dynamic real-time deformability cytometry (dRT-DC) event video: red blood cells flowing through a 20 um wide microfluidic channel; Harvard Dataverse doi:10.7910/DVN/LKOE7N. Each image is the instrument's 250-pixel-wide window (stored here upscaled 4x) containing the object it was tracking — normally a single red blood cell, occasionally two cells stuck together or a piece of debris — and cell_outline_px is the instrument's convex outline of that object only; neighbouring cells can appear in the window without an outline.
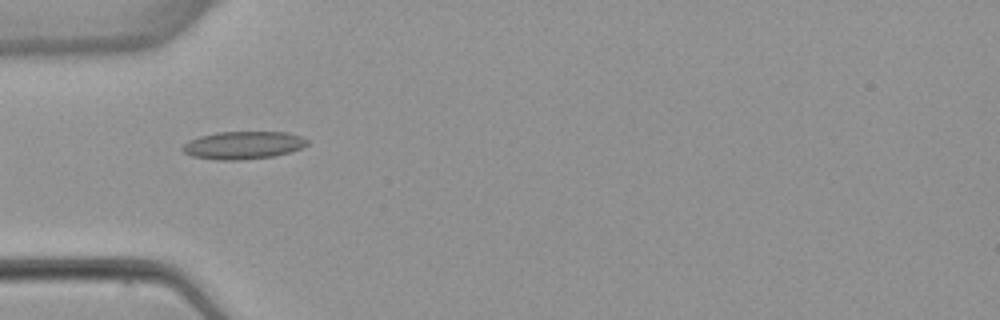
{"species": "common noctule bat (a hibernating species)", "species_latin": "Nyctalus noctula", "temperature_condition": "warm", "stored_images_in_passage": 8, "camera_frame_rate_fps": 3000, "um_per_image_px": 0.085, "animal": {"sex": "female", "body_mass_g": 22.7, "forearm_length_mm": 54.2}, "frame": {"image": 1, "passage_image": 5, "time_ms": 5.0, "image_size_px": [1000, 320], "cell_outline_px": [[308, 144], [300, 148], [288, 152], [272, 156], [240, 160], [216, 160], [192, 156], [184, 152], [180, 148], [188, 140], [200, 136], [216, 132], [284, 132], [300, 136], [308, 140]], "centroid_in_image_um": [20.62, 12.34], "position_along_channel_um": 64.4, "area_um2": 20.06}}
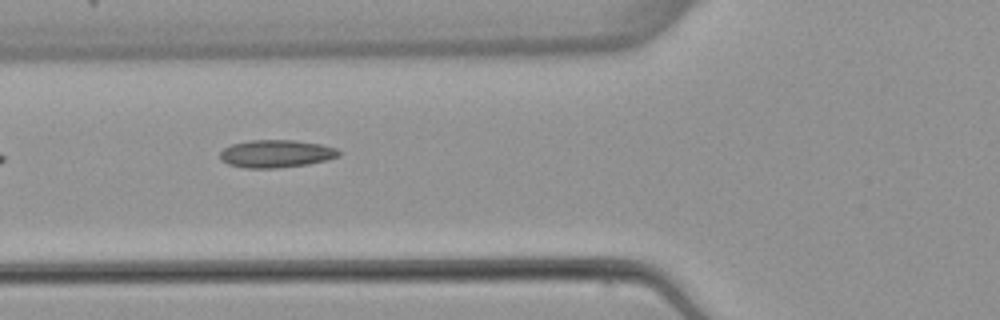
{"frame": {"image": 2, "passage_image": 6, "time_ms": 6.0, "image_size_px": [1000, 320], "cell_outline_px": [[340, 156], [328, 160], [308, 164], [276, 168], [244, 168], [228, 164], [220, 160], [220, 152], [224, 148], [232, 144], [248, 140], [292, 140], [320, 144], [336, 148], [340, 152]], "centroid_in_image_um": [23.46, 13.07], "position_along_channel_um": 102.3, "area_um2": 19.25}}
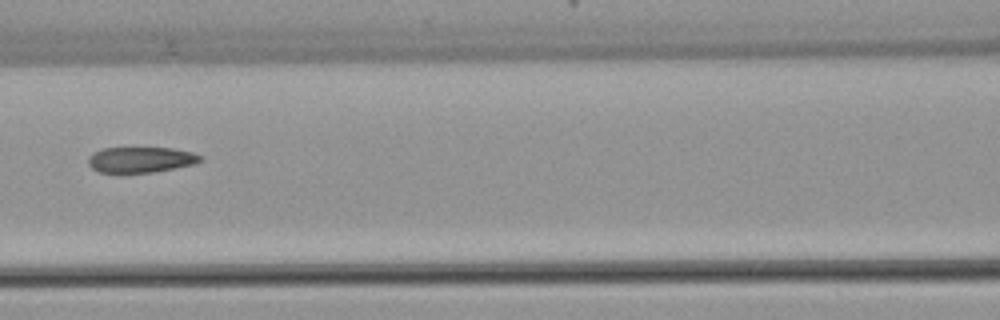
{"frame": {"image": 3, "passage_image": 7, "time_ms": 7.333, "image_size_px": [1000, 320], "cell_outline_px": [[204, 160], [196, 164], [176, 168], [152, 172], [100, 172], [92, 168], [88, 164], [88, 156], [104, 148], [172, 148], [192, 152], [204, 156]], "centroid_in_image_um": [12.04, 13.57], "position_along_channel_um": 154.6, "area_um2": 16.76}}